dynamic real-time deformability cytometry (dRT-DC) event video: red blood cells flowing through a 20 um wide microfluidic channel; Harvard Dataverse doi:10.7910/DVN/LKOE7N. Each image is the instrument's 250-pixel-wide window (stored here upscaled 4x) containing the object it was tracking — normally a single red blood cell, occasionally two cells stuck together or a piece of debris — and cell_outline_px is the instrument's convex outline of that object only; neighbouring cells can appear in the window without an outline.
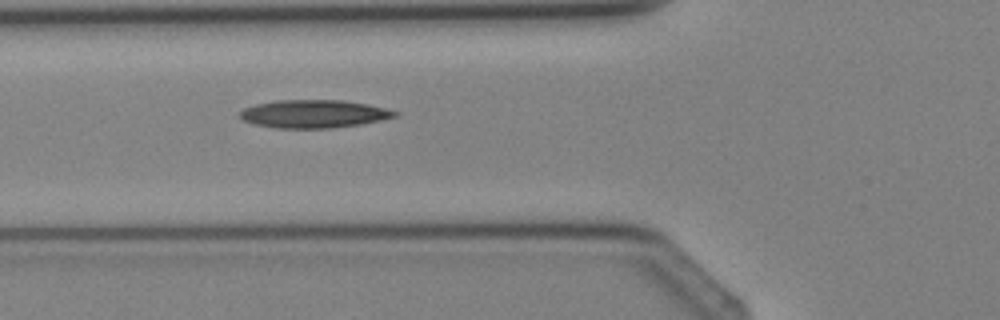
{"species": "Egyptian fruit bat (a non-hibernating species)", "species_latin": "Rousettus aegyptiacus", "temperature_condition": "cold", "stored_images_in_passage": 5, "camera_frame_rate_fps": 3000, "um_per_image_px": 0.085, "animal": {"sex": "female"}, "frame": {"image": 1, "passage_image": 5, "time_ms": 5.667, "image_size_px": [1000, 320], "cell_outline_px": [[400, 112], [396, 116], [380, 120], [360, 124], [332, 128], [272, 128], [252, 124], [240, 120], [240, 112], [244, 108], [256, 104], [276, 100], [344, 100], [368, 104]], "centroid_in_image_um": [26.62, 9.68], "position_along_channel_um": 99.2, "area_um2": 25.43}}